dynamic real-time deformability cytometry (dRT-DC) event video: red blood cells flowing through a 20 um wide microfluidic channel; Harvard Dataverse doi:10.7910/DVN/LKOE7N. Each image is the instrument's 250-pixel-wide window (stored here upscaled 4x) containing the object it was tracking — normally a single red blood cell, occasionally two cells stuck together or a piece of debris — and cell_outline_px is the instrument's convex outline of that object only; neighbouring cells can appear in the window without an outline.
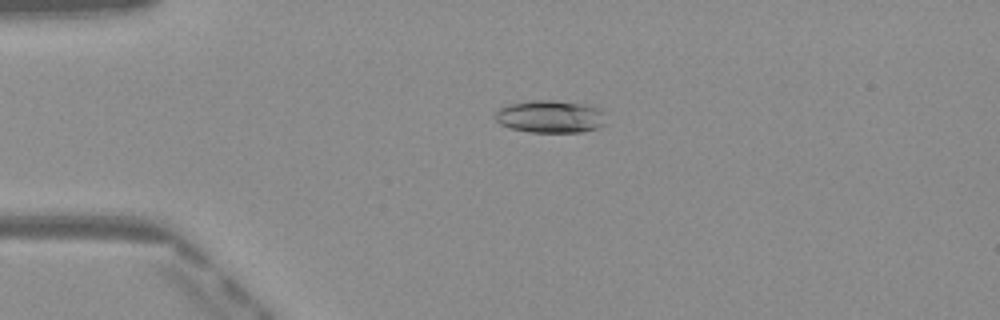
{"species": "Egyptian fruit bat (a non-hibernating species)", "species_latin": "Rousettus aegyptiacus", "temperature_condition": "warm", "stored_images_in_passage": 50, "camera_frame_rate_fps": 3000, "um_per_image_px": 0.085, "frame": {"image": 1, "passage_image": 12, "time_ms": 3.667, "image_size_px": [1000, 320], "cell_outline_px": [[604, 124], [600, 128], [580, 132], [528, 132], [512, 128], [500, 124], [496, 120], [496, 112], [500, 108], [508, 104], [536, 100], [552, 100], [584, 104], [600, 108], [604, 112]], "centroid_in_image_um": [46.8, 9.91], "position_along_channel_um": 38.2, "area_um2": 20.98}}
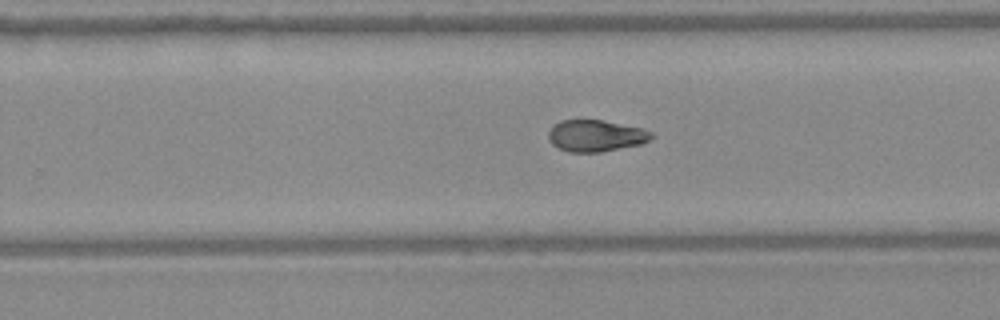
{"frame": {"image": 2, "passage_image": 32, "time_ms": 10.333, "image_size_px": [1000, 320], "cell_outline_px": [[656, 136], [652, 140], [644, 144], [600, 152], [568, 152], [552, 144], [548, 140], [548, 132], [560, 120], [604, 120], [640, 128], [652, 132]], "centroid_in_image_um": [50.69, 11.55], "position_along_channel_um": 279.1, "area_um2": 19.13}}
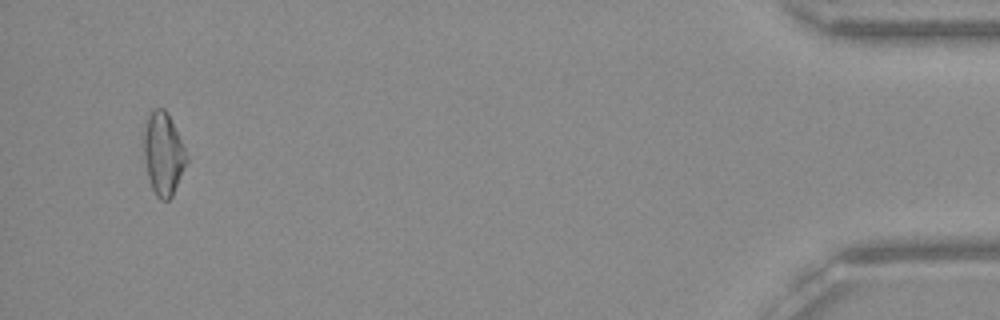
{"frame": {"image": 3, "passage_image": 48, "time_ms": 15.667, "image_size_px": [1000, 320], "cell_outline_px": [[188, 160], [172, 196], [168, 200], [160, 200], [156, 196], [152, 188], [148, 176], [144, 160], [144, 136], [148, 116], [156, 108], [164, 108], [184, 148]], "centroid_in_image_um": [13.87, 13.13], "position_along_channel_um": 421.3, "area_um2": 19.94}, "authors_computed_cell_mechanics": {"area_um2": 19.9699, "velocity_mm_per_s": 4.1067, "shape_relaxation_time_tau1_ms": 11.1753, "shape_relaxation_time_tau2_ms": 3.5615, "deformation_change_tau1": 0.2743, "deformation_change_tau2": 0.0952}}